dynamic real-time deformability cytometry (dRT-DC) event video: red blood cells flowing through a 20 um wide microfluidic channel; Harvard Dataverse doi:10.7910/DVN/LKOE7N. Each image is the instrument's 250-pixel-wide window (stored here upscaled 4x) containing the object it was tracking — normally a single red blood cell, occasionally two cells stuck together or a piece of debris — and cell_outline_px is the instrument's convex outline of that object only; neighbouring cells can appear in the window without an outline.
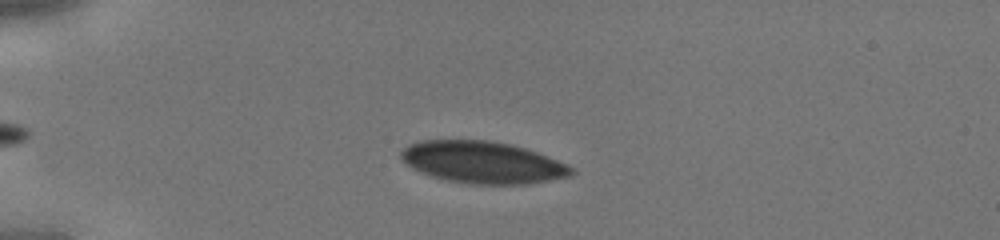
{"species": "human", "species_latin": "Homo sapiens", "temperature_condition": "cold", "stored_images_in_passage": 42, "camera_frame_rate_fps": 3000, "um_per_image_px": 0.085, "donor": {"sex": "male"}, "frame": {"image": 1, "passage_image": 10, "time_ms": 3.0, "image_size_px": [1000, 240], "cell_outline_px": [[576, 172], [568, 176], [528, 184], [472, 184], [448, 180], [432, 176], [412, 168], [400, 156], [400, 152], [408, 144], [424, 140], [488, 140], [512, 144], [536, 152], [568, 164]], "centroid_in_image_um": [41.03, 13.79], "position_along_channel_um": 44.0, "area_um2": 41.33}}
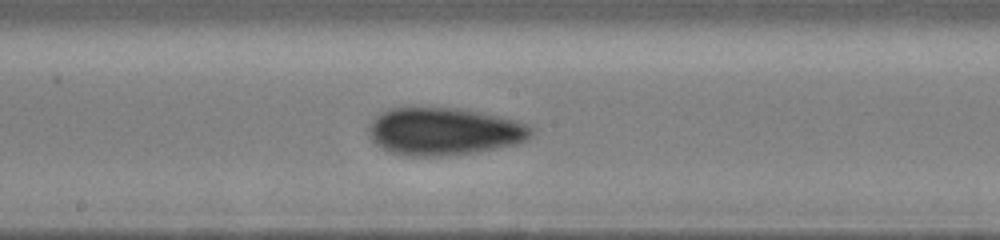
{"frame": {"image": 2, "passage_image": 23, "time_ms": 7.333, "image_size_px": [1000, 240], "cell_outline_px": [[532, 136], [528, 140], [516, 144], [476, 152], [444, 156], [408, 156], [392, 152], [380, 148], [368, 136], [368, 124], [380, 112], [388, 108], [456, 108], [480, 112], [516, 120], [528, 124], [532, 128]], "centroid_in_image_um": [37.72, 11.17], "position_along_channel_um": 210.5, "area_um2": 45.26}}
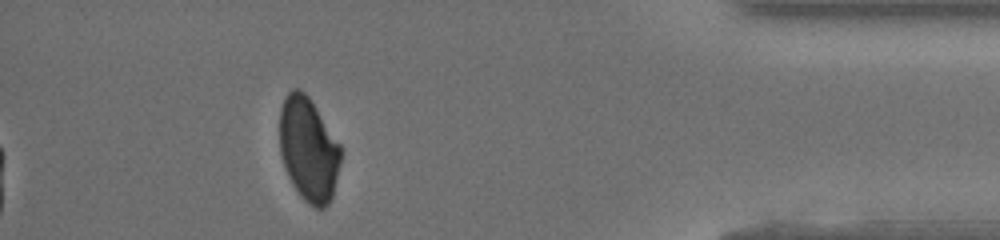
{"frame": {"image": 3, "passage_image": 38, "time_ms": 12.333, "image_size_px": [1000, 240], "cell_outline_px": [[340, 164], [332, 196], [328, 204], [324, 208], [316, 208], [308, 204], [300, 196], [292, 184], [288, 176], [280, 152], [280, 108], [284, 96], [292, 88], [300, 88], [308, 96], [340, 144]], "centroid_in_image_um": [26.21, 12.68], "position_along_channel_um": 409.0, "area_um2": 36.88}}